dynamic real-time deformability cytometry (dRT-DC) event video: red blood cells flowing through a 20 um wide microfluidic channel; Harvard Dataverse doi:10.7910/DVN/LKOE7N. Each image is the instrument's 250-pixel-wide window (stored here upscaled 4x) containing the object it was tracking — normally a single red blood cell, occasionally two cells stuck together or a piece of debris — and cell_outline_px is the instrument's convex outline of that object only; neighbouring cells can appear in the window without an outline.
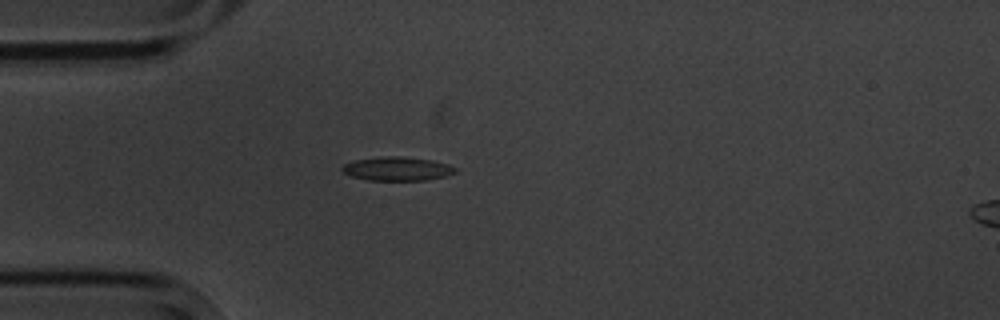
{"species": "common noctule bat (a hibernating species)", "species_latin": "Nyctalus noctula", "temperature_condition": "cold", "stored_images_in_passage": 2, "camera_frame_rate_fps": 3000, "um_per_image_px": 0.085, "animal": {"sex": "male", "body_mass_g": 20.1, "forearm_length_mm": 53.5}, "frame": {"image": 1, "passage_image": 1, "time_ms": 0.0, "image_size_px": [1000, 320], "cell_outline_px": [[456, 172], [444, 176], [424, 180], [368, 180], [352, 176], [340, 172], [340, 168], [344, 164], [356, 160], [380, 156], [400, 156], [432, 160], [448, 164], [456, 168]], "centroid_in_image_um": [33.72, 14.34], "position_along_channel_um": 51.3, "area_um2": 15.66}}